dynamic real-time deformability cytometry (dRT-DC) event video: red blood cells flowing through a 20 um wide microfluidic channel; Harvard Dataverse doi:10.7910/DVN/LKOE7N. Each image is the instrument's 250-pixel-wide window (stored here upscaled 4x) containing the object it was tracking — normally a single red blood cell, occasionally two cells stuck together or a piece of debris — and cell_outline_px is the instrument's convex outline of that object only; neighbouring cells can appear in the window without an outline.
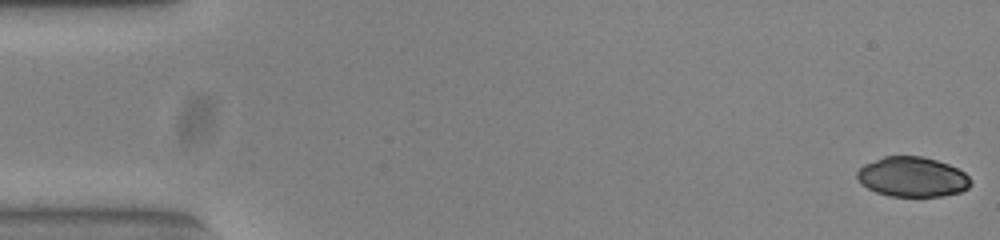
{"species": "common noctule bat (a hibernating species)", "species_latin": "Nyctalus noctula", "temperature_condition": "warm", "stored_images_in_passage": 54, "segment_of_instrument_passage": [1, 2], "camera_frame_rate_fps": 3000, "um_per_image_px": 0.085, "animal": {"sex": "female", "body_mass_g": 23.0, "forearm_length_mm": 53.4}, "frame": {"image": 1, "passage_image": 1, "time_ms": 0.0, "image_size_px": [1000, 240], "cell_outline_px": [[972, 184], [968, 188], [960, 192], [940, 196], [888, 196], [876, 192], [860, 184], [856, 176], [856, 172], [864, 164], [884, 156], [920, 156], [936, 160], [948, 164], [964, 172], [972, 180]], "centroid_in_image_um": [77.54, 15.04], "position_along_channel_um": 7.5, "area_um2": 26.47}}
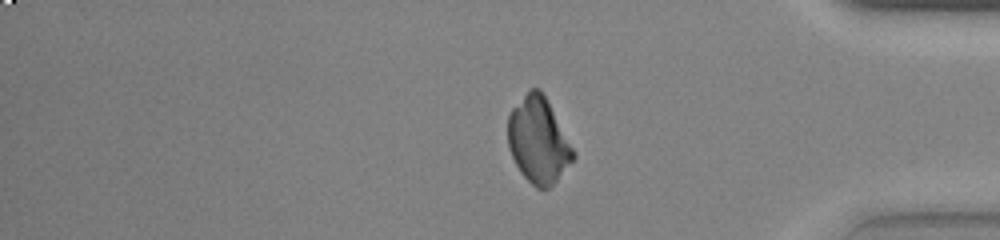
{"frame": {"image": 2, "passage_image": 44, "time_ms": 14.333, "image_size_px": [1000, 240], "cell_outline_px": [[576, 156], [556, 180], [548, 188], [536, 188], [520, 172], [508, 148], [508, 112], [528, 88], [540, 88], [572, 148]], "centroid_in_image_um": [45.7, 11.9], "position_along_channel_um": 389.5, "area_um2": 32.14}}